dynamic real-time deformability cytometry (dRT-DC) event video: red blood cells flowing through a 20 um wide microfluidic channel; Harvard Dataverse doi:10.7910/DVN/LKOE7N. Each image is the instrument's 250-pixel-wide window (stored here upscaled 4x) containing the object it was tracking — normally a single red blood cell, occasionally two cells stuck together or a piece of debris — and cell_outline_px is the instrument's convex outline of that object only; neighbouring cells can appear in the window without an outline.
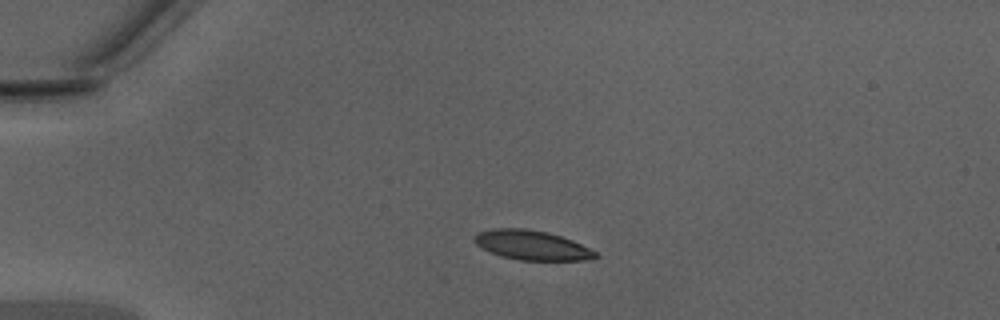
{"species": "Egyptian fruit bat (a non-hibernating species)", "species_latin": "Rousettus aegyptiacus", "temperature_condition": "warm", "stored_images_in_passage": 46, "camera_frame_rate_fps": 3000, "um_per_image_px": 0.085, "animal": {"sex": "male"}, "frame": {"image": 1, "passage_image": 10, "time_ms": 3.0, "image_size_px": [1000, 320], "cell_outline_px": [[600, 256], [588, 260], [520, 260], [500, 256], [476, 244], [472, 240], [472, 236], [476, 232], [492, 228], [524, 228], [548, 232], [572, 240], [596, 252]], "centroid_in_image_um": [45.17, 20.83], "position_along_channel_um": 39.8, "area_um2": 20.87}}
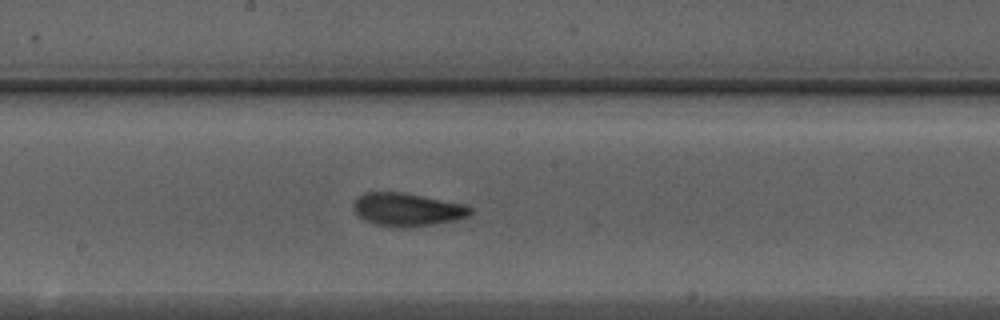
{"frame": {"image": 2, "passage_image": 25, "time_ms": 8.0, "image_size_px": [1000, 320], "cell_outline_px": [[472, 212], [468, 216], [456, 220], [432, 224], [404, 228], [376, 224], [364, 220], [352, 208], [352, 204], [356, 196], [364, 192], [400, 192], [464, 204], [472, 208]], "centroid_in_image_um": [34.57, 17.8], "position_along_channel_um": 213.6, "area_um2": 22.43}}
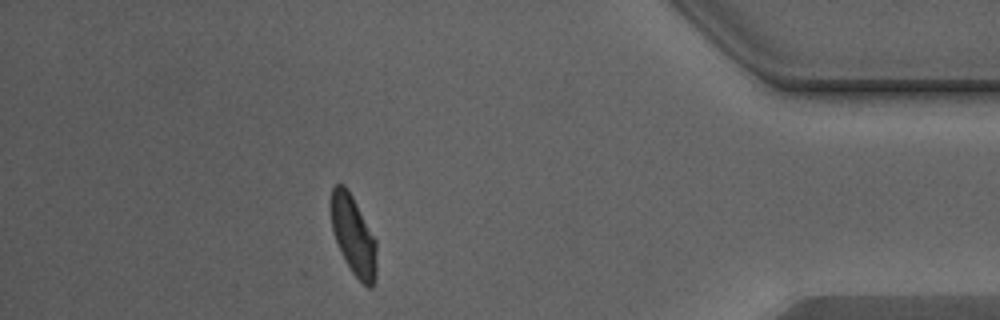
{"frame": {"image": 3, "passage_image": 41, "time_ms": 13.333, "image_size_px": [1000, 320], "cell_outline_px": [[376, 280], [372, 288], [368, 288], [352, 272], [336, 240], [332, 228], [328, 204], [332, 188], [336, 184], [344, 184], [352, 196], [376, 240]], "centroid_in_image_um": [30.02, 19.98], "position_along_channel_um": 405.2, "area_um2": 21.04}, "authors_computed_cell_mechanics": {"area_um2": 21.4149, "velocity_mm_per_s": 4.3348, "shape_relaxation_time_tau1_ms": 3.5468, "shape_relaxation_time_tau2_ms": 1.3733, "deformation_change_tau1": 0.1465, "deformation_change_tau2": 0.0725}}